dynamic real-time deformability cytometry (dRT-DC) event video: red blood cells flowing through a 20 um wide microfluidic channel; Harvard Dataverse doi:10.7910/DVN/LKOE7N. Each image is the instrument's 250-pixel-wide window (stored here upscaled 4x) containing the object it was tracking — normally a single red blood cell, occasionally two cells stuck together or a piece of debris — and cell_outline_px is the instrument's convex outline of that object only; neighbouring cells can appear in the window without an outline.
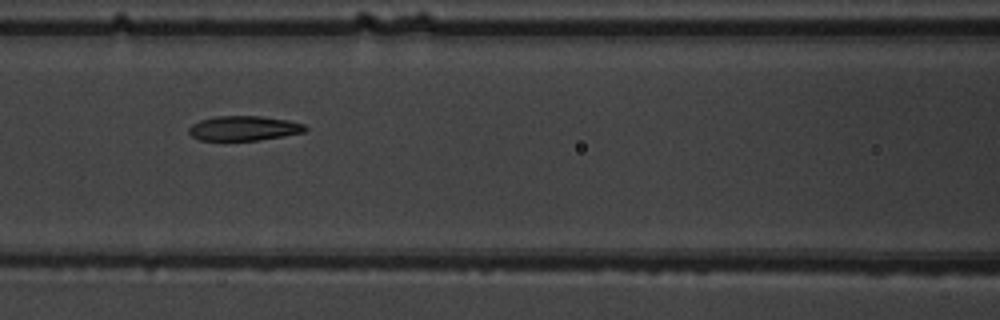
{"species": "common noctule bat (a hibernating species)", "species_latin": "Nyctalus noctula", "temperature_condition": "warm", "stored_images_in_passage": 7, "camera_frame_rate_fps": 3000, "um_per_image_px": 0.085, "animal": {"sex": "male", "body_mass_g": 19.5, "forearm_length_mm": 54.6}, "frame": {"image": 1, "passage_image": 5, "time_ms": 5.333, "image_size_px": [1000, 320], "cell_outline_px": [[308, 128], [304, 132], [284, 136], [260, 140], [200, 140], [192, 136], [188, 132], [188, 128], [192, 124], [200, 120], [216, 116], [260, 116], [288, 120], [304, 124]], "centroid_in_image_um": [20.73, 10.9], "position_along_channel_um": 145.9, "area_um2": 16.76}}
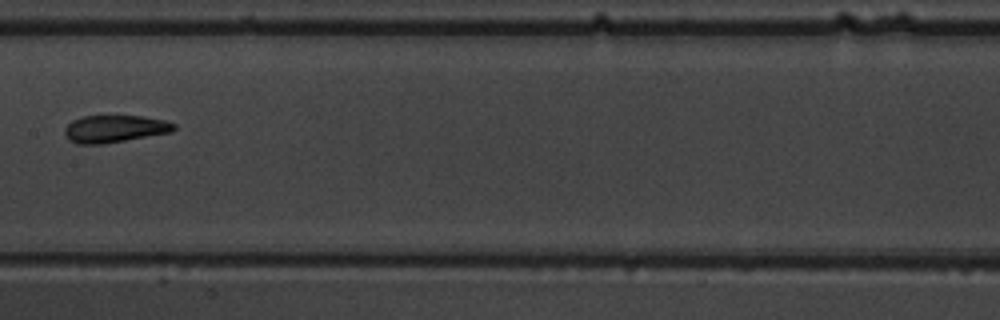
{"frame": {"image": 2, "passage_image": 6, "time_ms": 6.667, "image_size_px": [1000, 320], "cell_outline_px": [[176, 128], [172, 132], [104, 144], [76, 144], [68, 140], [64, 132], [64, 128], [72, 120], [84, 116], [144, 116], [164, 120], [176, 124]], "centroid_in_image_um": [9.74, 10.95], "position_along_channel_um": 197.7, "area_um2": 17.51}}
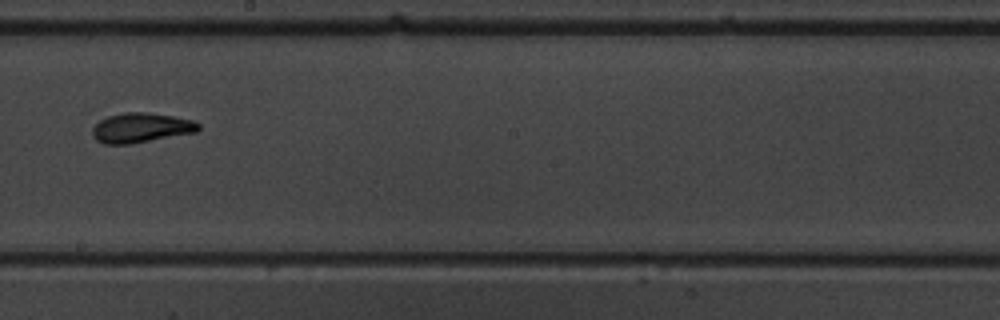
{"frame": {"image": 3, "passage_image": 7, "time_ms": 7.667, "image_size_px": [1000, 320], "cell_outline_px": [[200, 128], [196, 132], [128, 144], [104, 144], [96, 140], [92, 132], [92, 128], [100, 120], [108, 116], [124, 112], [148, 112], [172, 116], [192, 120], [200, 124]], "centroid_in_image_um": [11.97, 10.85], "position_along_channel_um": 236.2, "area_um2": 18.21}}